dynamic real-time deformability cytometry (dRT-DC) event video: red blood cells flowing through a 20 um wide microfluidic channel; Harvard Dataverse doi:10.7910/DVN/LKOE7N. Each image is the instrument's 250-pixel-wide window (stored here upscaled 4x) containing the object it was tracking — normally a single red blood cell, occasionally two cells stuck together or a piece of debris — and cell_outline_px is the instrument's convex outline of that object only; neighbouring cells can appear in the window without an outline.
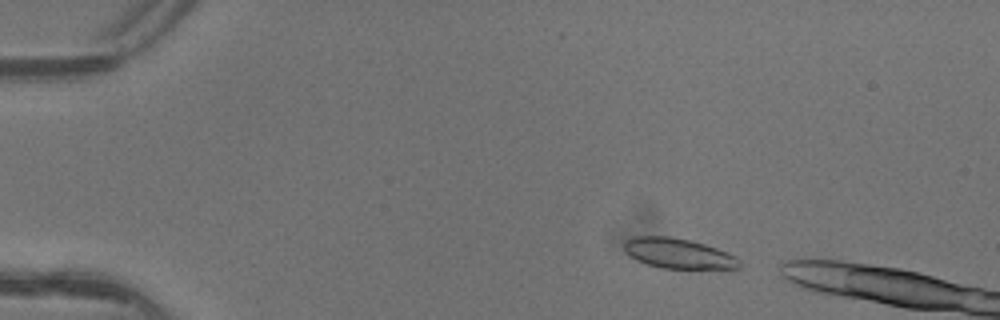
{"species": "common noctule bat (a hibernating species)", "species_latin": "Nyctalus noctula", "temperature_condition": "warm", "stored_images_in_passage": 3, "camera_frame_rate_fps": 3000, "um_per_image_px": 0.085, "animal": {"sex": "female"}, "frame": {"image": 1, "passage_image": 1, "time_ms": 0.0, "image_size_px": [1000, 320], "cell_outline_px": [[740, 268], [660, 268], [636, 260], [624, 252], [624, 244], [632, 236], [668, 236], [688, 240], [704, 244], [728, 252], [736, 256], [740, 260]], "centroid_in_image_um": [57.64, 21.54], "position_along_channel_um": 27.4, "area_um2": 20.11}}